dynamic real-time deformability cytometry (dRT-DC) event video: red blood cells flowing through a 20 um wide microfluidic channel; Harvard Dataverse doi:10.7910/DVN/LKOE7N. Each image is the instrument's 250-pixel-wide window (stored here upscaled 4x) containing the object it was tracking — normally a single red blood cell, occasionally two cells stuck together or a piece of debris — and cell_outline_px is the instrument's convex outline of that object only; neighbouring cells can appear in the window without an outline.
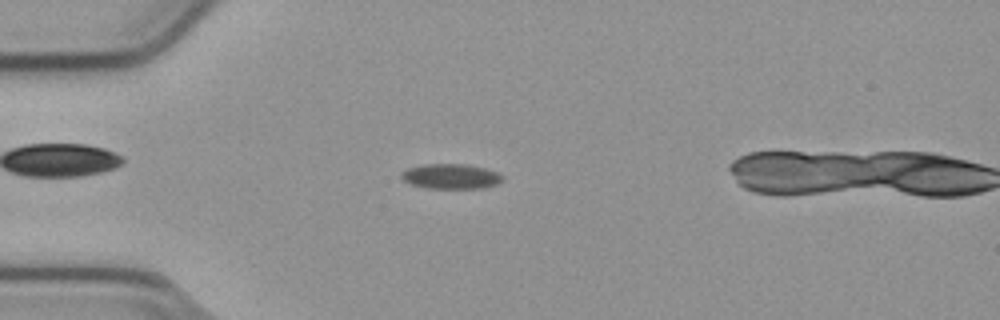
{"species": "common noctule bat (a hibernating species)", "species_latin": "Nyctalus noctula", "temperature_condition": "cold", "stored_images_in_passage": 45, "camera_frame_rate_fps": 3000, "um_per_image_px": 0.085, "animal": {"sex": "male", "body_mass_g": 23.1, "forearm_length_mm": 52.7}, "frame": {"image": 1, "passage_image": 10, "time_ms": 3.0, "image_size_px": [1000, 320], "cell_outline_px": [[500, 180], [496, 184], [480, 188], [428, 188], [412, 184], [404, 180], [400, 176], [408, 168], [424, 164], [464, 164], [484, 168], [496, 172], [500, 176]], "centroid_in_image_um": [38.28, 14.98], "position_along_channel_um": 46.7, "area_um2": 14.28}}
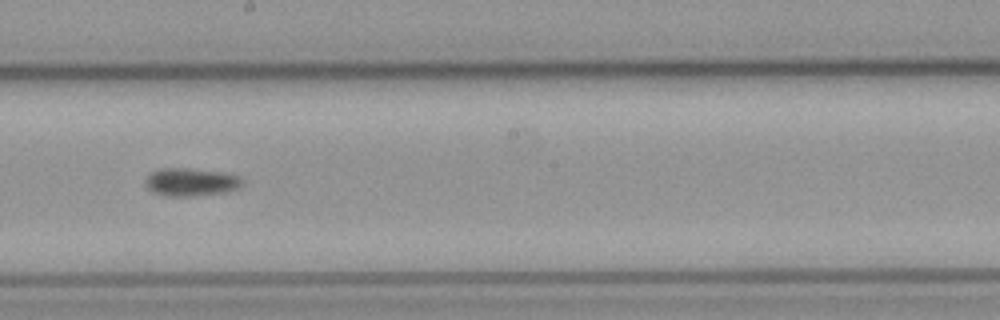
{"frame": {"image": 2, "passage_image": 26, "time_ms": 8.333, "image_size_px": [1000, 320], "cell_outline_px": [[244, 184], [240, 188], [228, 192], [192, 196], [168, 196], [152, 192], [148, 188], [144, 180], [152, 172], [164, 168], [184, 168], [216, 172], [240, 176], [244, 180]], "centroid_in_image_um": [16.27, 15.49], "position_along_channel_um": 231.9, "area_um2": 15.72}}
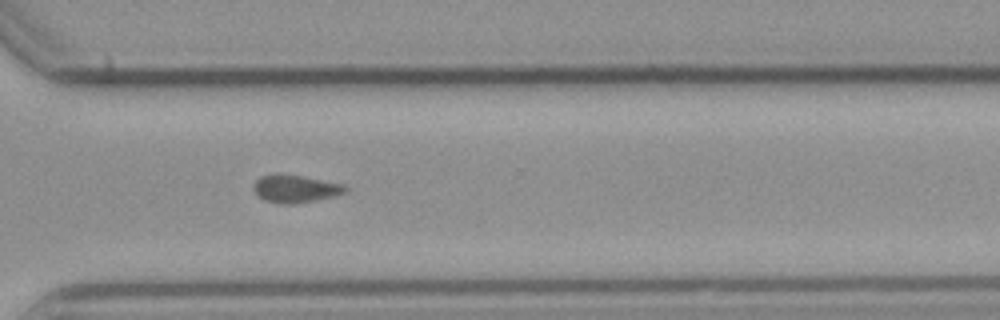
{"frame": {"image": 3, "passage_image": 35, "time_ms": 11.333, "image_size_px": [1000, 320], "cell_outline_px": [[348, 192], [336, 196], [296, 204], [280, 204], [264, 200], [252, 188], [256, 180], [260, 176], [300, 176], [344, 184], [348, 188]], "centroid_in_image_um": [25.17, 16.08], "position_along_channel_um": 345.4, "area_um2": 14.45}}